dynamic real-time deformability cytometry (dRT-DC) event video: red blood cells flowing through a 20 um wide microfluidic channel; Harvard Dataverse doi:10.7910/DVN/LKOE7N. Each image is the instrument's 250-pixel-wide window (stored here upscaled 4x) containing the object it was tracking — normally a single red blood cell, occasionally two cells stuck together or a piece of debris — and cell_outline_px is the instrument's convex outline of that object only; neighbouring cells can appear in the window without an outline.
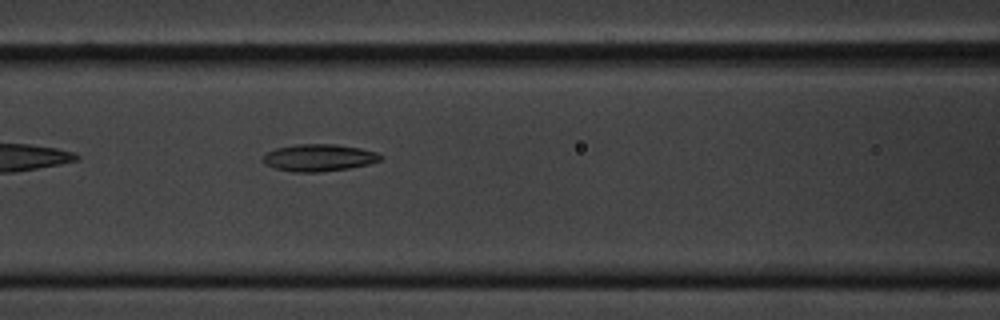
{"species": "common noctule bat (a hibernating species)", "species_latin": "Nyctalus noctula", "temperature_condition": "cold", "stored_images_in_passage": 7, "camera_frame_rate_fps": 3000, "um_per_image_px": 0.085, "animal": {"sex": "male", "body_mass_g": 20.1, "forearm_length_mm": 53.5}, "frame": {"image": 1, "passage_image": 7, "time_ms": 6.667, "image_size_px": [1000, 320], "cell_outline_px": [[380, 160], [368, 164], [348, 168], [320, 172], [292, 172], [272, 168], [264, 164], [264, 156], [268, 152], [276, 148], [296, 144], [336, 144], [360, 148], [376, 152], [380, 156]], "centroid_in_image_um": [27.06, 13.41], "position_along_channel_um": 139.5, "area_um2": 18.44}}